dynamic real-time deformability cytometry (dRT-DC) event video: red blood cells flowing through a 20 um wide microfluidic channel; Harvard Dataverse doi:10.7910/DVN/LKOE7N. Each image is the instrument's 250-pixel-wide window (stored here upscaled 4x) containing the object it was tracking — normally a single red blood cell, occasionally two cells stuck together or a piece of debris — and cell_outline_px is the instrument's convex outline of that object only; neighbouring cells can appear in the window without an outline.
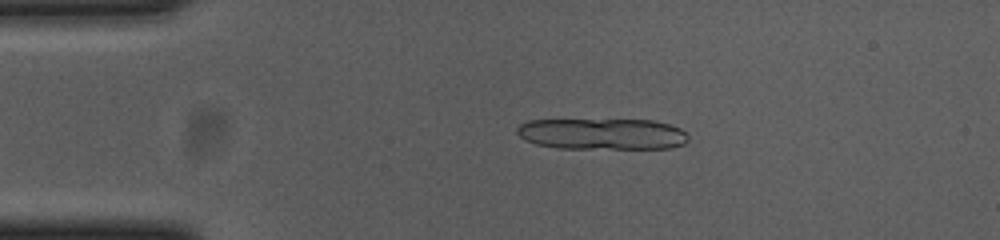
{"species": "common noctule bat (a hibernating species)", "species_latin": "Nyctalus noctula", "temperature_condition": "cold", "stored_images_in_passage": 19, "camera_frame_rate_fps": 3000, "um_per_image_px": 0.085, "animal": {"sex": "female", "body_mass_g": 23.0, "forearm_length_mm": 53.4}, "frame": {"image": 1, "passage_image": 11, "time_ms": 3.333, "image_size_px": [1000, 240], "cell_outline_px": [[688, 140], [684, 144], [672, 148], [560, 148], [536, 144], [520, 136], [516, 132], [516, 128], [520, 124], [528, 120], [656, 120], [680, 128], [688, 136]], "centroid_in_image_um": [51.21, 11.38], "position_along_channel_um": 33.8, "area_um2": 31.1}}